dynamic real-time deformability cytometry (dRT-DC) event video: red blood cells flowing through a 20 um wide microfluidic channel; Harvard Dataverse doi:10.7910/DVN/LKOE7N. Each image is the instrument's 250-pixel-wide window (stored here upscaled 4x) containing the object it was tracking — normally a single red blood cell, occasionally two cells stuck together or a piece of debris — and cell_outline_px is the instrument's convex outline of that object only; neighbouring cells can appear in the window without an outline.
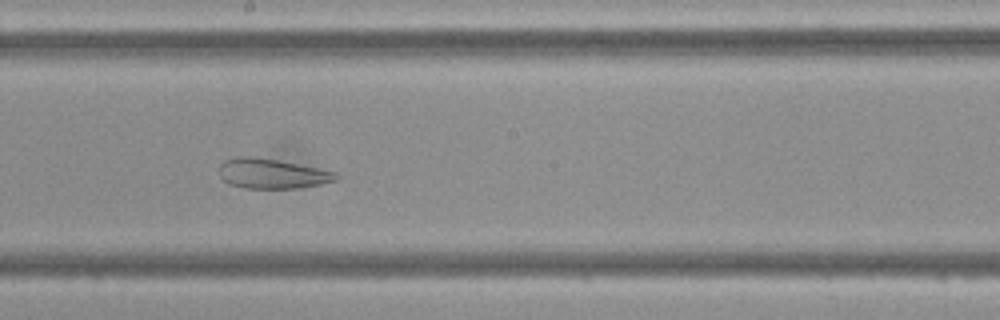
{"species": "Egyptian fruit bat (a non-hibernating species)", "species_latin": "Rousettus aegyptiacus", "temperature_condition": "cold", "stored_images_in_passage": 49, "segment_of_instrument_passage": [1, 2], "camera_frame_rate_fps": 3000, "um_per_image_px": 0.085, "frame": {"image": 1, "passage_image": 26, "time_ms": 8.333, "image_size_px": [1000, 320], "cell_outline_px": [[340, 176], [336, 180], [320, 184], [296, 188], [244, 188], [228, 184], [220, 176], [220, 164], [224, 160], [236, 156], [252, 156], [276, 160], [336, 172]], "centroid_in_image_um": [23.08, 14.76], "position_along_channel_um": 225.1, "area_um2": 20.17}}
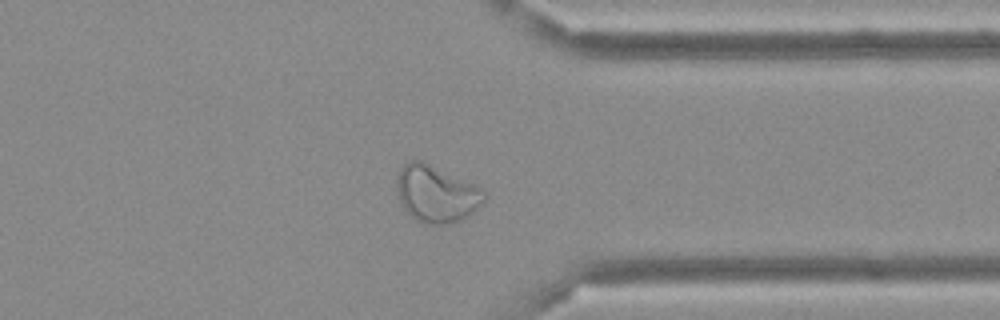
{"frame": {"image": 2, "passage_image": 37, "time_ms": 12.0, "image_size_px": [1000, 320], "cell_outline_px": [[488, 196], [468, 216], [460, 220], [444, 224], [428, 224], [416, 220], [404, 208], [400, 200], [396, 188], [396, 176], [400, 168], [404, 164], [412, 160], [420, 160], [472, 184], [480, 188]], "centroid_in_image_um": [37.05, 16.48], "position_along_channel_um": 374.4, "area_um2": 28.38}}
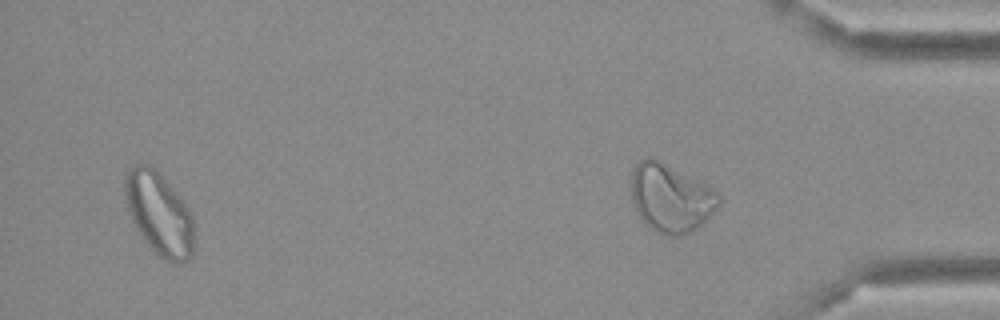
{"frame": {"image": 3, "passage_image": 46, "time_ms": 15.0, "image_size_px": [1000, 320], "cell_outline_px": [[196, 236], [192, 256], [188, 260], [180, 264], [176, 264], [164, 260], [144, 240], [136, 228], [128, 212], [124, 196], [124, 172], [128, 168], [136, 164], [148, 164], [176, 192], [188, 208], [192, 216]], "centroid_in_image_um": [13.53, 18.2], "position_along_channel_um": 421.7, "area_um2": 33.58}}